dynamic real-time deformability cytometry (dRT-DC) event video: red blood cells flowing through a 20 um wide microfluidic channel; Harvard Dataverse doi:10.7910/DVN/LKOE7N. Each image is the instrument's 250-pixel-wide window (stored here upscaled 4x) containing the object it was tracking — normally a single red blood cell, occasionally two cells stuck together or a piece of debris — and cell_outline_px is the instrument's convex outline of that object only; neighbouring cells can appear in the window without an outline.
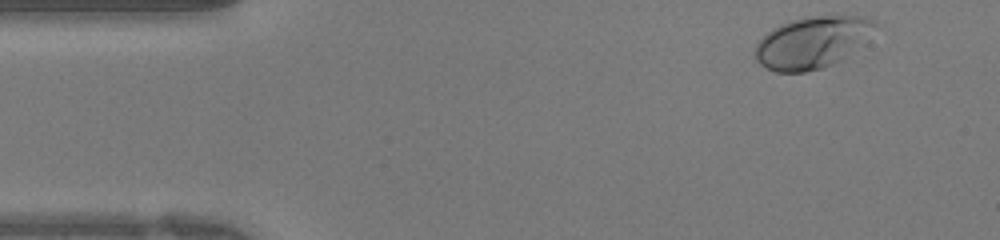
{"species": "human", "species_latin": "Homo sapiens", "temperature_condition": "warm", "stored_images_in_passage": 39, "camera_frame_rate_fps": 3000, "um_per_image_px": 0.085, "donor": {"sex": "female"}, "frame": {"image": 1, "passage_image": 1, "time_ms": 0.0, "image_size_px": [1000, 240], "cell_outline_px": [[880, 24], [832, 64], [820, 68], [804, 72], [776, 72], [760, 64], [756, 60], [756, 44], [772, 28], [780, 24], [804, 16], [860, 16], [876, 20]], "centroid_in_image_um": [68.95, 3.57], "position_along_channel_um": 16.0, "area_um2": 34.97}}
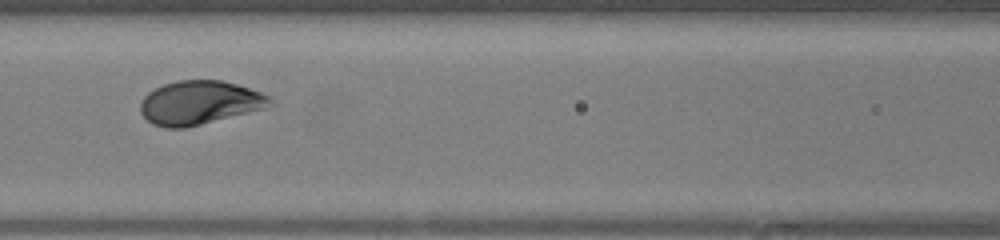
{"frame": {"image": 2, "passage_image": 15, "time_ms": 4.667, "image_size_px": [1000, 240], "cell_outline_px": [[272, 100], [264, 108], [184, 128], [164, 128], [152, 124], [140, 112], [140, 100], [148, 92], [164, 84], [176, 80], [220, 80], [236, 84], [260, 92], [268, 96]], "centroid_in_image_um": [16.88, 8.72], "position_along_channel_um": 149.7, "area_um2": 32.6}}
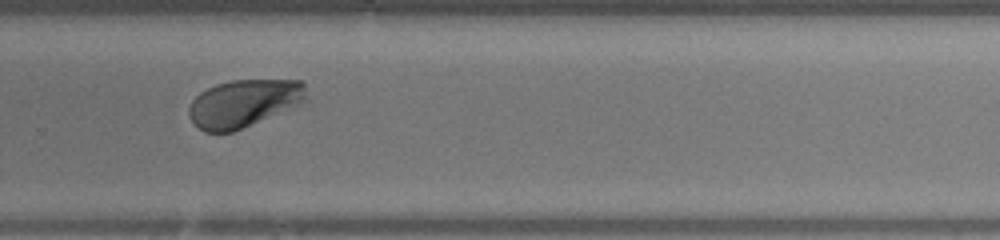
{"frame": {"image": 3, "passage_image": 25, "time_ms": 8.0, "image_size_px": [1000, 240], "cell_outline_px": [[308, 100], [300, 104], [232, 132], [204, 132], [188, 116], [188, 108], [192, 100], [200, 92], [216, 84], [232, 80], [304, 80], [308, 96]], "centroid_in_image_um": [20.74, 8.76], "position_along_channel_um": 309.1, "area_um2": 32.54}}